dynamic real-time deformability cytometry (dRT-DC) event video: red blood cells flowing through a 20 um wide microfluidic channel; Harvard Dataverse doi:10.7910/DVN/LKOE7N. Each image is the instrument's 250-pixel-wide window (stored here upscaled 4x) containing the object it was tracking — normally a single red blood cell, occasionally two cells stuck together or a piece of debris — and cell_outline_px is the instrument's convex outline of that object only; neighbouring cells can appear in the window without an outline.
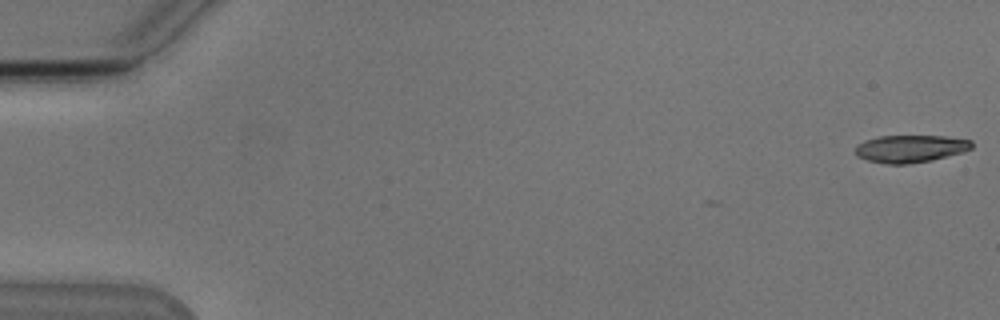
{"species": "Egyptian fruit bat (a non-hibernating species)", "species_latin": "Rousettus aegyptiacus", "temperature_condition": "cold", "stored_images_in_passage": 54, "camera_frame_rate_fps": 3000, "um_per_image_px": 0.085, "animal": {"sex": "male"}, "frame": {"image": 1, "passage_image": 1, "time_ms": 0.0, "image_size_px": [1000, 320], "cell_outline_px": [[972, 148], [964, 152], [932, 160], [908, 164], [888, 164], [868, 160], [856, 156], [856, 144], [864, 140], [880, 136], [944, 136], [972, 140]], "centroid_in_image_um": [77.39, 12.63], "position_along_channel_um": 7.6, "area_um2": 18.67}}
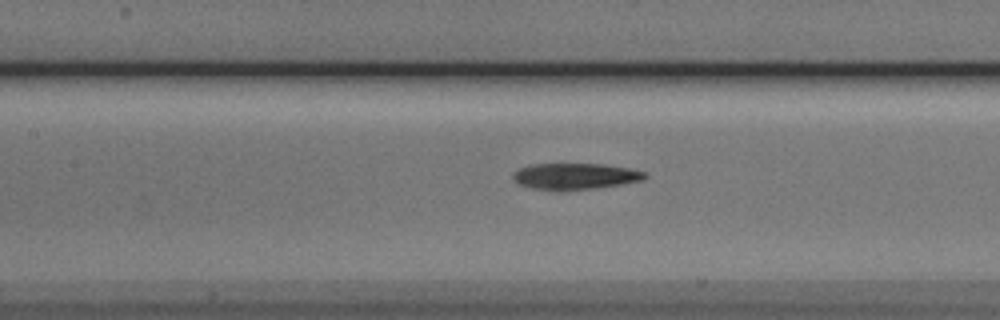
{"frame": {"image": 2, "passage_image": 25, "time_ms": 8.0, "image_size_px": [1000, 320], "cell_outline_px": [[648, 176], [644, 180], [596, 188], [564, 192], [560, 192], [532, 188], [516, 184], [512, 180], [512, 172], [528, 164], [604, 164], [628, 168], [644, 172]], "centroid_in_image_um": [48.8, 15.0], "position_along_channel_um": 158.6, "area_um2": 20.69}}
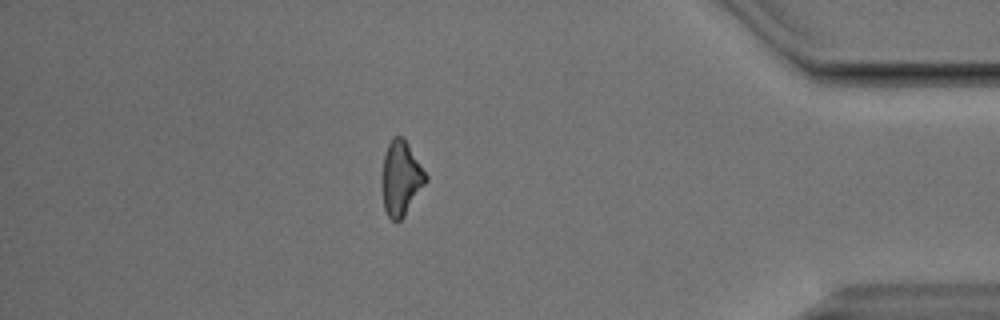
{"frame": {"image": 3, "passage_image": 47, "time_ms": 15.333, "image_size_px": [1000, 320], "cell_outline_px": [[428, 180], [404, 216], [400, 220], [392, 220], [388, 216], [384, 208], [380, 184], [380, 176], [384, 156], [388, 144], [392, 136], [400, 136], [408, 144], [428, 176]], "centroid_in_image_um": [34.05, 15.16], "position_along_channel_um": 401.2, "area_um2": 19.19}, "authors_computed_cell_mechanics": {"area_um2": 19.6809, "velocity_mm_per_s": 3.8217, "shape_relaxation_time_tau1_ms": 3.2641, "shape_relaxation_time_tau2_ms": null, "deformation_change_tau1": 0.1309, "deformation_change_tau2": null}}